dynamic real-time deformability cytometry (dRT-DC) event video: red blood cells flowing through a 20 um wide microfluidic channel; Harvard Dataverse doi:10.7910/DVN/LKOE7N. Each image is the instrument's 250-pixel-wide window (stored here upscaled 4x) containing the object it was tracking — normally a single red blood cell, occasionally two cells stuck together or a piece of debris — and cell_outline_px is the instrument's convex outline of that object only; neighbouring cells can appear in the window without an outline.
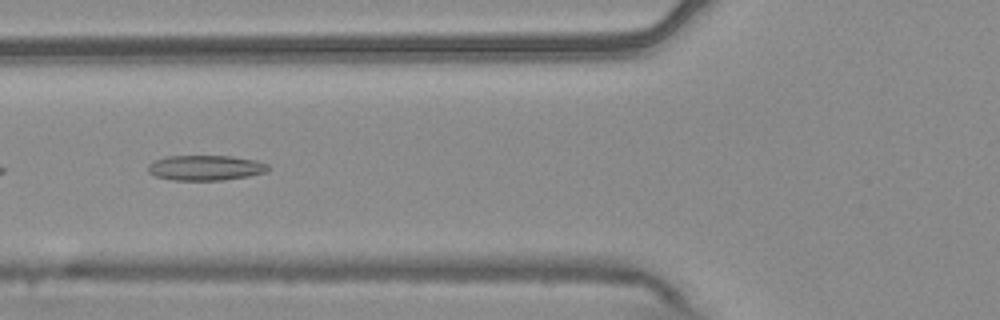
{"species": "common noctule bat (a hibernating species)", "species_latin": "Nyctalus noctula", "temperature_condition": "warm", "stored_images_in_passage": 7, "camera_frame_rate_fps": 3000, "um_per_image_px": 0.085, "animal": {"sex": "male", "body_mass_g": 20.4}, "frame": {"image": 1, "passage_image": 6, "time_ms": 1.667, "image_size_px": [1000, 320], "cell_outline_px": [[272, 168], [268, 172], [248, 176], [224, 180], [172, 180], [156, 176], [148, 172], [148, 164], [164, 156], [232, 156], [256, 160], [268, 164]], "centroid_in_image_um": [17.51, 14.26], "position_along_channel_um": 108.3, "area_um2": 17.8}}
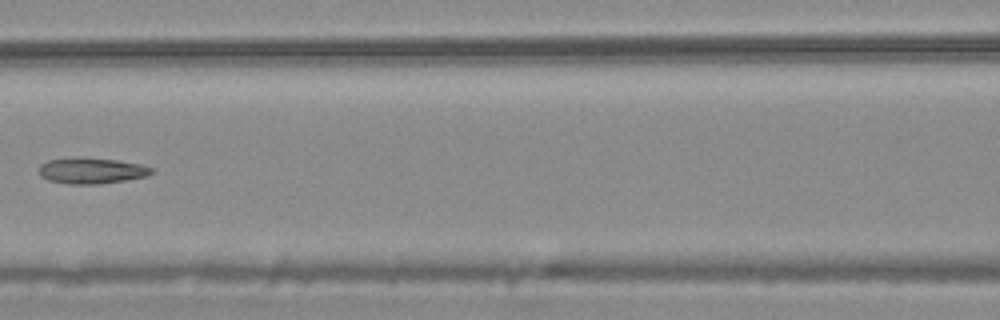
{"frame": {"image": 2, "passage_image": 7, "time_ms": 2.0, "image_size_px": [1000, 320], "cell_outline_px": [[152, 172], [148, 176], [100, 184], [68, 184], [48, 180], [40, 176], [40, 164], [48, 160], [76, 156], [84, 156], [116, 160], [140, 164], [152, 168]], "centroid_in_image_um": [7.74, 14.49], "position_along_channel_um": 158.9, "area_um2": 17.22}}